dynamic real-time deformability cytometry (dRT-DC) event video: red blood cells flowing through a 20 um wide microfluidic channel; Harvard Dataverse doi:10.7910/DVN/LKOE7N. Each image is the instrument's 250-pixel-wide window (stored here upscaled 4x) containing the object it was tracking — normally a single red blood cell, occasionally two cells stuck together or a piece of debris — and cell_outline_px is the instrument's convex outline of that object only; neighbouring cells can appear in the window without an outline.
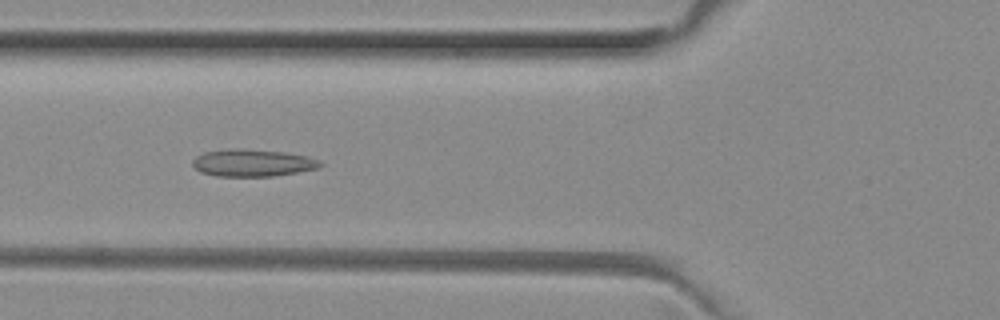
{"species": "common noctule bat (a hibernating species)", "species_latin": "Nyctalus noctula", "temperature_condition": "room temperature", "stored_images_in_passage": 38, "camera_frame_rate_fps": 3000, "um_per_image_px": 0.085, "animal": {"sex": "female", "body_mass_g": 29.2, "forearm_length_mm": 56.3}, "frame": {"image": 1, "passage_image": 6, "time_ms": 1.667, "image_size_px": [1000, 320], "cell_outline_px": [[324, 164], [316, 168], [296, 172], [272, 176], [216, 176], [200, 172], [192, 164], [192, 160], [196, 156], [204, 152], [228, 148], [244, 148], [284, 152], [304, 156], [320, 160]], "centroid_in_image_um": [21.42, 13.83], "position_along_channel_um": 104.4, "area_um2": 20.23}}
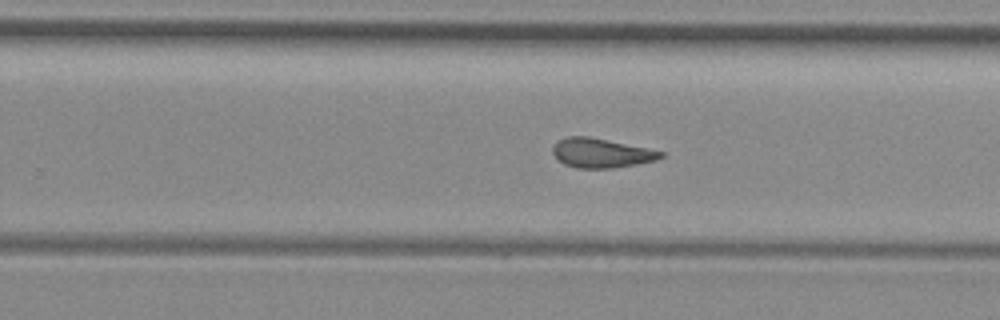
{"frame": {"image": 2, "passage_image": 19, "time_ms": 6.0, "image_size_px": [1000, 320], "cell_outline_px": [[664, 156], [656, 160], [636, 164], [612, 168], [576, 168], [564, 164], [552, 152], [552, 144], [556, 140], [568, 136], [588, 136], [648, 148], [664, 152]], "centroid_in_image_um": [51.07, 13.0], "position_along_channel_um": 278.7, "area_um2": 18.5}}
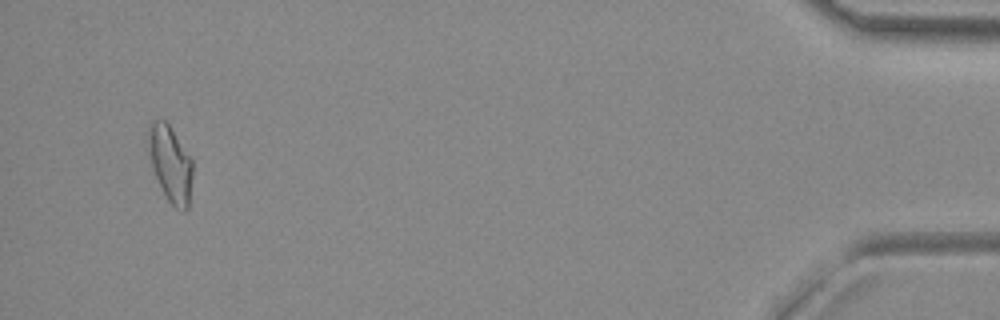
{"frame": {"image": 3, "passage_image": 36, "time_ms": 11.667, "image_size_px": [1000, 320], "cell_outline_px": [[192, 176], [188, 208], [184, 212], [176, 208], [168, 200], [152, 168], [148, 152], [144, 132], [152, 120], [164, 120], [168, 124], [192, 160]], "centroid_in_image_um": [14.43, 13.87], "position_along_channel_um": 420.8, "area_um2": 19.71}, "authors_computed_cell_mechanics": {"area_um2": 18.9006, "velocity_mm_per_s": 4.0343, "shape_relaxation_time_tau1_ms": null, "shape_relaxation_time_tau2_ms": 1.9279, "deformation_change_tau1": null, "deformation_change_tau2": 0.1025}}